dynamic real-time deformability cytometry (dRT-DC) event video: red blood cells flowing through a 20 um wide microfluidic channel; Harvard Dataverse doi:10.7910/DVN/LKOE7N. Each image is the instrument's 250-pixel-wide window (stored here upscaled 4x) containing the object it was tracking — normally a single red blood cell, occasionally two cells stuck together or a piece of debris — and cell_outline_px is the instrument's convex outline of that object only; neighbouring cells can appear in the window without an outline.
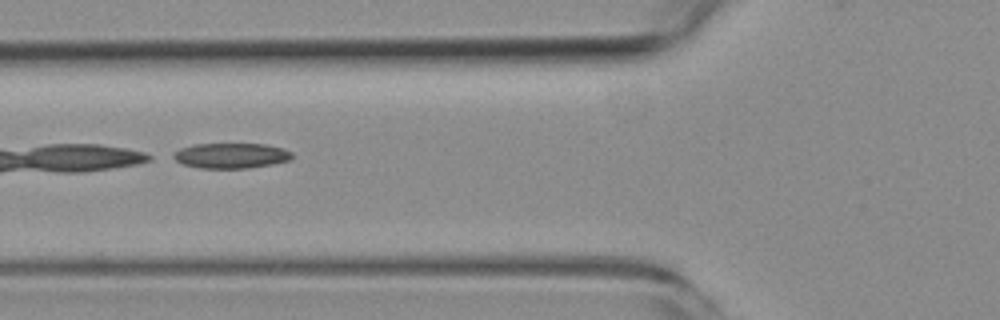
{"species": "common noctule bat (a hibernating species)", "species_latin": "Nyctalus noctula", "temperature_condition": "room temperature", "stored_images_in_passage": 3, "camera_frame_rate_fps": 3000, "um_per_image_px": 0.085, "animal": {"sex": "female", "body_mass_g": 19.3, "forearm_length_mm": 54.1}, "frame": {"image": 1, "passage_image": 3, "time_ms": 2.333, "image_size_px": [1000, 320], "cell_outline_px": [[292, 156], [288, 160], [272, 164], [248, 168], [200, 168], [184, 164], [168, 156], [180, 148], [192, 144], [264, 144], [284, 148], [292, 152]], "centroid_in_image_um": [19.6, 13.22], "position_along_channel_um": 106.2, "area_um2": 17.51}}